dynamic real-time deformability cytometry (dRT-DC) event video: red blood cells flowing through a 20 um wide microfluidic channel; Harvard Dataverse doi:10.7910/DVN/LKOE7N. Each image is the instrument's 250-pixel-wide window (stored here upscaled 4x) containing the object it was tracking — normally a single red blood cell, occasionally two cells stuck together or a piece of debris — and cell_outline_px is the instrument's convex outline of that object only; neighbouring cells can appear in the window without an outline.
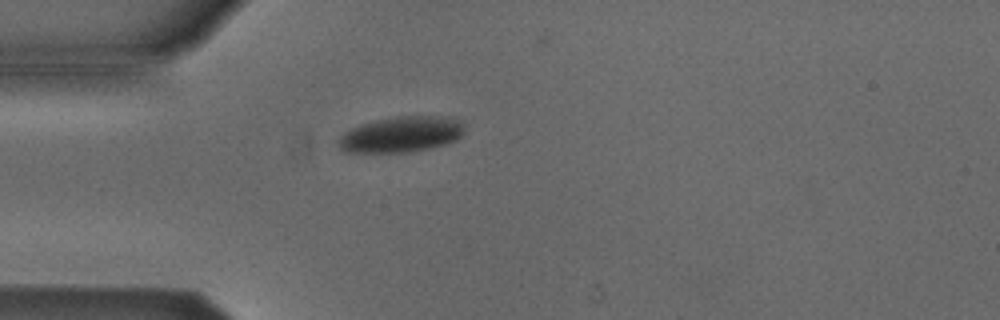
{"species": "Egyptian fruit bat (a non-hibernating species)", "species_latin": "Rousettus aegyptiacus", "temperature_condition": "cold", "stored_images_in_passage": 1, "camera_frame_rate_fps": 3000, "um_per_image_px": 0.085, "animal": {"sex": "male"}, "frame": {"image": 1, "passage_image": 1, "time_ms": 0.0, "image_size_px": [1000, 320], "cell_outline_px": [[464, 132], [456, 140], [448, 144], [408, 152], [344, 152], [340, 148], [336, 140], [344, 132], [360, 124], [376, 120], [396, 116], [448, 116], [460, 120], [464, 124]], "centroid_in_image_um": [34.12, 11.41], "position_along_channel_um": 50.9, "area_um2": 26.47}}